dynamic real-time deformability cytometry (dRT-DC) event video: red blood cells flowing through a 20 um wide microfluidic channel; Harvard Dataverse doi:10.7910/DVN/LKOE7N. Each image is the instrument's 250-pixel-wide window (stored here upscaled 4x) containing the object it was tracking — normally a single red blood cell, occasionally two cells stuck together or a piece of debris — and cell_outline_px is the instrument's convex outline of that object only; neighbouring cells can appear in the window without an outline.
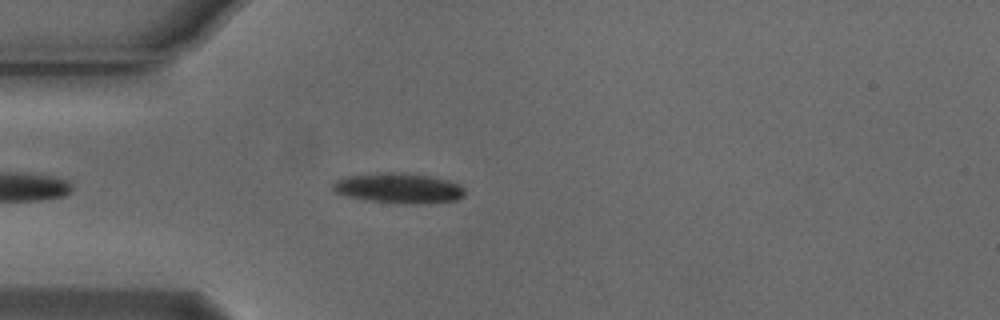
{"species": "Egyptian fruit bat (a non-hibernating species)", "species_latin": "Rousettus aegyptiacus", "temperature_condition": "cold", "stored_images_in_passage": 43, "camera_frame_rate_fps": 3000, "um_per_image_px": 0.085, "animal": {"sex": "male"}, "frame": {"image": 1, "passage_image": 6, "time_ms": 1.667, "image_size_px": [1000, 320], "cell_outline_px": [[464, 196], [456, 200], [420, 204], [408, 204], [364, 200], [348, 196], [336, 192], [332, 188], [332, 184], [336, 180], [348, 176], [380, 172], [400, 172], [428, 176], [460, 184], [464, 188]], "centroid_in_image_um": [33.88, 16.0], "position_along_channel_um": 51.1, "area_um2": 23.12}}
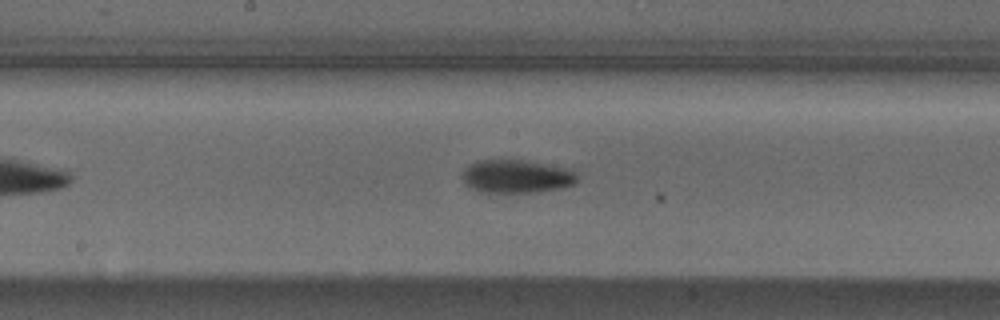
{"frame": {"image": 2, "passage_image": 19, "time_ms": 6.0, "image_size_px": [1000, 320], "cell_outline_px": [[576, 184], [560, 188], [536, 192], [480, 192], [472, 188], [460, 176], [464, 168], [468, 164], [476, 160], [524, 160], [572, 168], [576, 172]], "centroid_in_image_um": [43.91, 14.98], "position_along_channel_um": 204.3, "area_um2": 22.48}}
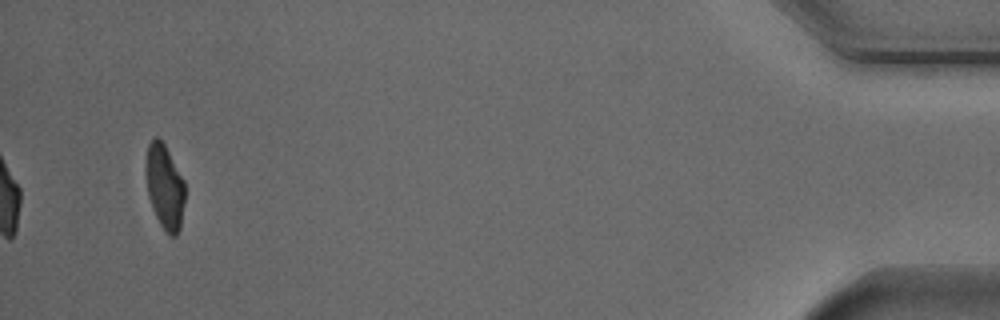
{"frame": {"image": 3, "passage_image": 43, "time_ms": 14.0, "image_size_px": [1000, 320], "cell_outline_px": [[184, 204], [180, 228], [176, 236], [168, 236], [160, 224], [152, 208], [148, 196], [144, 168], [148, 144], [156, 136], [164, 144], [184, 180]], "centroid_in_image_um": [13.98, 15.89], "position_along_channel_um": 421.2, "area_um2": 19.36}, "authors_computed_cell_mechanics": {"area_um2": 21.675, "velocity_mm_per_s": 3.7583, "shape_relaxation_time_tau1_ms": 3.0059, "shape_relaxation_time_tau2_ms": 10.738, "deformation_change_tau1": 0.1318, "deformation_change_tau2": 0.1528}}